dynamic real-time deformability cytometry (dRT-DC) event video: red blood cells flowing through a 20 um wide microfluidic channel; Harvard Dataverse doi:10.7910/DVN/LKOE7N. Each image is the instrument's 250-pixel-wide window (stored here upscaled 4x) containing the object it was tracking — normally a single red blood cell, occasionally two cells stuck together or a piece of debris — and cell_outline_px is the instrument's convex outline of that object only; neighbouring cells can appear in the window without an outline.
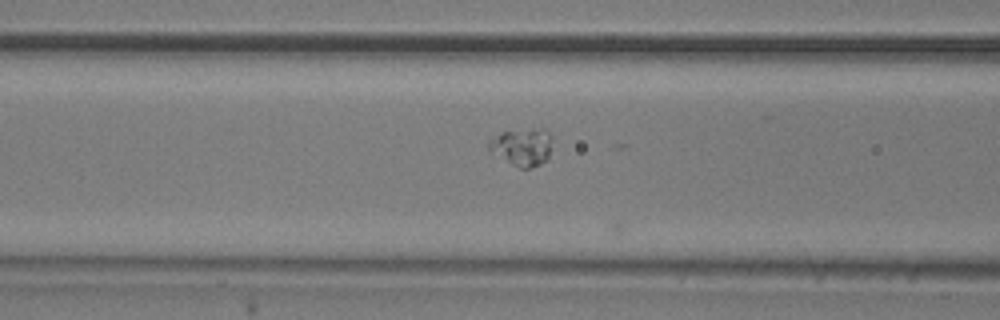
{"species": "common noctule bat (a hibernating species)", "species_latin": "Nyctalus noctula", "temperature_condition": "room temperature", "stored_images_in_passage": 26, "segment_of_instrument_passage": [2, 2], "camera_frame_rate_fps": 3000, "um_per_image_px": 0.085, "animal": {"sex": "male", "body_mass_g": 20.5, "forearm_length_mm": 52.5}, "frame": {"image": 1, "passage_image": 23, "time_ms": 7.333, "image_size_px": [1000, 320], "cell_outline_px": [[552, 140], [548, 156], [540, 164], [528, 168], [520, 168], [512, 164], [488, 148], [488, 140], [500, 132], [540, 128], [544, 128], [552, 136]], "centroid_in_image_um": [44.4, 12.46], "position_along_channel_um": 122.2, "area_um2": 13.58}}